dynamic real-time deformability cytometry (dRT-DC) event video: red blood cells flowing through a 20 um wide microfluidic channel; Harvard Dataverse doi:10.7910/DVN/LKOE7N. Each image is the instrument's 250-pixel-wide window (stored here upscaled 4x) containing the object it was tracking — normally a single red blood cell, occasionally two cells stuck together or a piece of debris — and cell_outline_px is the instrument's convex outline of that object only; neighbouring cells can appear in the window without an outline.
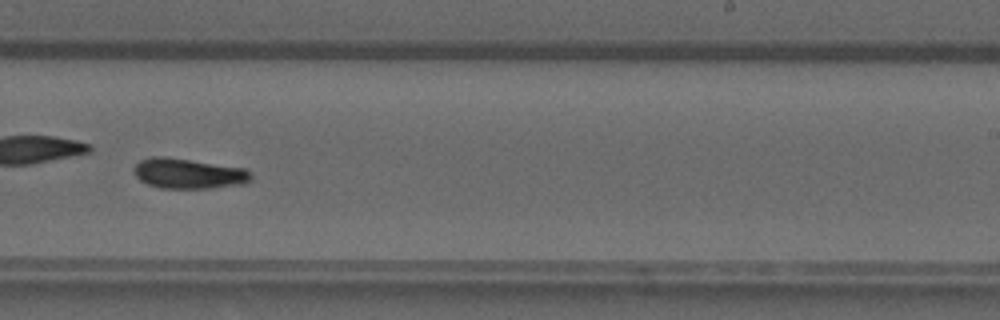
{"species": "common noctule bat (a hibernating species)", "species_latin": "Nyctalus noctula", "temperature_condition": "warm", "stored_images_in_passage": 45, "camera_frame_rate_fps": 3000, "um_per_image_px": 0.085, "animal": {"sex": "male", "forearm_length_mm": 52.5}, "frame": {"image": 1, "passage_image": 26, "time_ms": 8.333, "image_size_px": [1000, 320], "cell_outline_px": [[252, 180], [244, 184], [212, 188], [160, 188], [148, 184], [140, 180], [136, 176], [132, 168], [140, 160], [152, 156], [164, 156], [248, 168], [252, 176]], "centroid_in_image_um": [16.05, 14.74], "position_along_channel_um": 273.0, "area_um2": 20.92}}
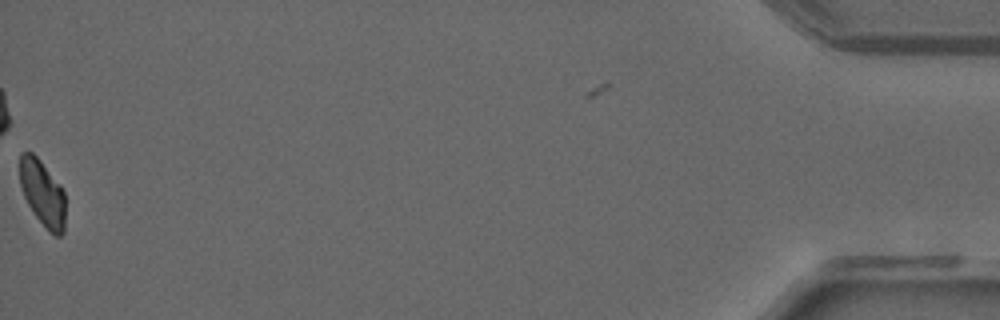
{"frame": {"image": 2, "passage_image": 44, "time_ms": 14.333, "image_size_px": [1000, 320], "cell_outline_px": [[64, 232], [60, 236], [56, 236], [48, 232], [36, 216], [28, 204], [24, 196], [20, 184], [20, 152], [32, 152], [40, 160], [60, 184], [64, 192]], "centroid_in_image_um": [3.62, 16.42], "position_along_channel_um": 431.6, "area_um2": 17.46}}